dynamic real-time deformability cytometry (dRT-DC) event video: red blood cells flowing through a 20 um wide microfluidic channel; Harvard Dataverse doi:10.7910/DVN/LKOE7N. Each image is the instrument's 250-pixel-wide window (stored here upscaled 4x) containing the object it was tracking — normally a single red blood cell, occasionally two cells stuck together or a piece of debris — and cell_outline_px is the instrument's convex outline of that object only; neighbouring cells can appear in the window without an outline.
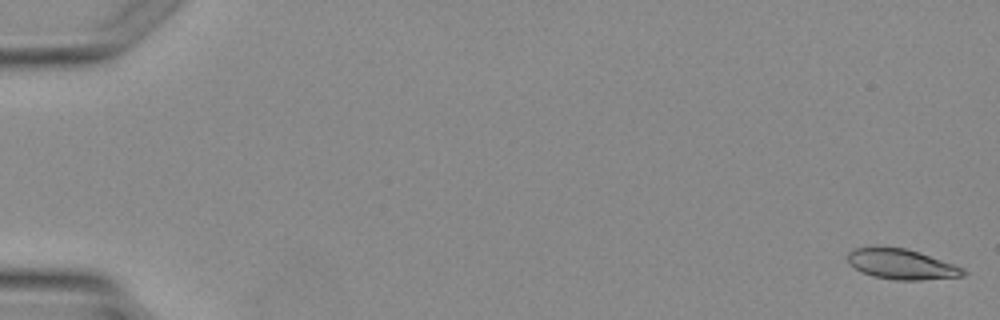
{"species": "Egyptian fruit bat (a non-hibernating species)", "species_latin": "Rousettus aegyptiacus", "temperature_condition": "warm", "stored_images_in_passage": 4, "camera_frame_rate_fps": 3000, "um_per_image_px": 0.085, "animal": {"sex": "female"}, "frame": {"image": 1, "passage_image": 1, "time_ms": 0.0, "image_size_px": [1000, 320], "cell_outline_px": [[968, 272], [964, 276], [920, 280], [896, 280], [872, 276], [856, 268], [848, 260], [848, 252], [856, 248], [904, 248], [964, 268]], "centroid_in_image_um": [76.67, 22.49], "position_along_channel_um": 8.3, "area_um2": 19.65}}
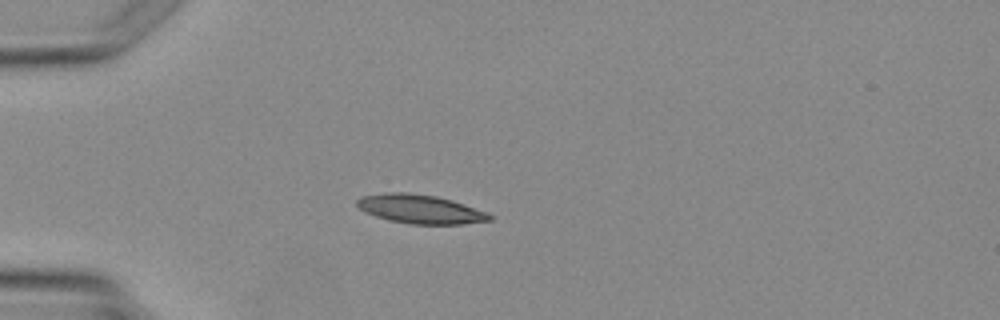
{"frame": {"image": 2, "passage_image": 4, "time_ms": 3.667, "image_size_px": [1000, 320], "cell_outline_px": [[496, 216], [492, 220], [464, 224], [412, 224], [392, 220], [376, 216], [360, 208], [356, 204], [356, 200], [360, 196], [388, 192], [408, 192], [436, 196], [452, 200], [488, 212]], "centroid_in_image_um": [35.78, 17.76], "position_along_channel_um": 49.2, "area_um2": 22.31}}